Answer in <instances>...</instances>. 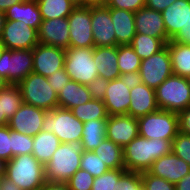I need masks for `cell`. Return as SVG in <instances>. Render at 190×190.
Listing matches in <instances>:
<instances>
[{"label":"cell","mask_w":190,"mask_h":190,"mask_svg":"<svg viewBox=\"0 0 190 190\" xmlns=\"http://www.w3.org/2000/svg\"><path fill=\"white\" fill-rule=\"evenodd\" d=\"M172 152V142L162 139H147L137 136L123 148L126 171L147 172L158 158Z\"/></svg>","instance_id":"cell-1"},{"label":"cell","mask_w":190,"mask_h":190,"mask_svg":"<svg viewBox=\"0 0 190 190\" xmlns=\"http://www.w3.org/2000/svg\"><path fill=\"white\" fill-rule=\"evenodd\" d=\"M44 169L32 154L18 155L6 162L5 177L22 190H39L46 182Z\"/></svg>","instance_id":"cell-2"},{"label":"cell","mask_w":190,"mask_h":190,"mask_svg":"<svg viewBox=\"0 0 190 190\" xmlns=\"http://www.w3.org/2000/svg\"><path fill=\"white\" fill-rule=\"evenodd\" d=\"M82 152L80 144L61 143L51 160L44 165L45 180L66 183L80 169Z\"/></svg>","instance_id":"cell-3"},{"label":"cell","mask_w":190,"mask_h":190,"mask_svg":"<svg viewBox=\"0 0 190 190\" xmlns=\"http://www.w3.org/2000/svg\"><path fill=\"white\" fill-rule=\"evenodd\" d=\"M83 125L70 109L56 107L46 112L42 131L54 133L61 143L80 144Z\"/></svg>","instance_id":"cell-4"},{"label":"cell","mask_w":190,"mask_h":190,"mask_svg":"<svg viewBox=\"0 0 190 190\" xmlns=\"http://www.w3.org/2000/svg\"><path fill=\"white\" fill-rule=\"evenodd\" d=\"M159 109L178 113L190 106V86L187 78L169 76L155 89Z\"/></svg>","instance_id":"cell-5"},{"label":"cell","mask_w":190,"mask_h":190,"mask_svg":"<svg viewBox=\"0 0 190 190\" xmlns=\"http://www.w3.org/2000/svg\"><path fill=\"white\" fill-rule=\"evenodd\" d=\"M18 86L22 92L23 103L45 111L58 107V93L49 85L47 77L32 72Z\"/></svg>","instance_id":"cell-6"},{"label":"cell","mask_w":190,"mask_h":190,"mask_svg":"<svg viewBox=\"0 0 190 190\" xmlns=\"http://www.w3.org/2000/svg\"><path fill=\"white\" fill-rule=\"evenodd\" d=\"M138 120L139 136L147 139L173 141L178 131V116L175 112L157 110Z\"/></svg>","instance_id":"cell-7"},{"label":"cell","mask_w":190,"mask_h":190,"mask_svg":"<svg viewBox=\"0 0 190 190\" xmlns=\"http://www.w3.org/2000/svg\"><path fill=\"white\" fill-rule=\"evenodd\" d=\"M65 51L64 68L71 80L87 85L99 76L93 60V47H69Z\"/></svg>","instance_id":"cell-8"},{"label":"cell","mask_w":190,"mask_h":190,"mask_svg":"<svg viewBox=\"0 0 190 190\" xmlns=\"http://www.w3.org/2000/svg\"><path fill=\"white\" fill-rule=\"evenodd\" d=\"M33 72V49H4L0 57V76L8 84H18Z\"/></svg>","instance_id":"cell-9"},{"label":"cell","mask_w":190,"mask_h":190,"mask_svg":"<svg viewBox=\"0 0 190 190\" xmlns=\"http://www.w3.org/2000/svg\"><path fill=\"white\" fill-rule=\"evenodd\" d=\"M171 75H173V69L168 46L166 45L149 58L141 60L136 79L155 90Z\"/></svg>","instance_id":"cell-10"},{"label":"cell","mask_w":190,"mask_h":190,"mask_svg":"<svg viewBox=\"0 0 190 190\" xmlns=\"http://www.w3.org/2000/svg\"><path fill=\"white\" fill-rule=\"evenodd\" d=\"M0 41L10 50L33 49L39 43L38 30L24 22L6 20Z\"/></svg>","instance_id":"cell-11"},{"label":"cell","mask_w":190,"mask_h":190,"mask_svg":"<svg viewBox=\"0 0 190 190\" xmlns=\"http://www.w3.org/2000/svg\"><path fill=\"white\" fill-rule=\"evenodd\" d=\"M67 19L70 47H95L91 27V7L76 6Z\"/></svg>","instance_id":"cell-12"},{"label":"cell","mask_w":190,"mask_h":190,"mask_svg":"<svg viewBox=\"0 0 190 190\" xmlns=\"http://www.w3.org/2000/svg\"><path fill=\"white\" fill-rule=\"evenodd\" d=\"M132 80L130 77H120L108 82L103 99L108 116L129 115Z\"/></svg>","instance_id":"cell-13"},{"label":"cell","mask_w":190,"mask_h":190,"mask_svg":"<svg viewBox=\"0 0 190 190\" xmlns=\"http://www.w3.org/2000/svg\"><path fill=\"white\" fill-rule=\"evenodd\" d=\"M64 48L38 43L33 48V72L44 77L64 68Z\"/></svg>","instance_id":"cell-14"},{"label":"cell","mask_w":190,"mask_h":190,"mask_svg":"<svg viewBox=\"0 0 190 190\" xmlns=\"http://www.w3.org/2000/svg\"><path fill=\"white\" fill-rule=\"evenodd\" d=\"M47 111L23 103L8 122L11 130L34 137L42 130Z\"/></svg>","instance_id":"cell-15"},{"label":"cell","mask_w":190,"mask_h":190,"mask_svg":"<svg viewBox=\"0 0 190 190\" xmlns=\"http://www.w3.org/2000/svg\"><path fill=\"white\" fill-rule=\"evenodd\" d=\"M139 135L138 120L130 115L108 116L106 138L124 148Z\"/></svg>","instance_id":"cell-16"},{"label":"cell","mask_w":190,"mask_h":190,"mask_svg":"<svg viewBox=\"0 0 190 190\" xmlns=\"http://www.w3.org/2000/svg\"><path fill=\"white\" fill-rule=\"evenodd\" d=\"M91 27L95 47L116 46V35L107 6L91 7Z\"/></svg>","instance_id":"cell-17"},{"label":"cell","mask_w":190,"mask_h":190,"mask_svg":"<svg viewBox=\"0 0 190 190\" xmlns=\"http://www.w3.org/2000/svg\"><path fill=\"white\" fill-rule=\"evenodd\" d=\"M129 115L138 119L159 110L155 90L133 79L130 88Z\"/></svg>","instance_id":"cell-18"},{"label":"cell","mask_w":190,"mask_h":190,"mask_svg":"<svg viewBox=\"0 0 190 190\" xmlns=\"http://www.w3.org/2000/svg\"><path fill=\"white\" fill-rule=\"evenodd\" d=\"M148 172L176 184L190 172V165L171 152L155 160Z\"/></svg>","instance_id":"cell-19"},{"label":"cell","mask_w":190,"mask_h":190,"mask_svg":"<svg viewBox=\"0 0 190 190\" xmlns=\"http://www.w3.org/2000/svg\"><path fill=\"white\" fill-rule=\"evenodd\" d=\"M39 43L67 49L70 47L67 18L42 20L38 30Z\"/></svg>","instance_id":"cell-20"},{"label":"cell","mask_w":190,"mask_h":190,"mask_svg":"<svg viewBox=\"0 0 190 190\" xmlns=\"http://www.w3.org/2000/svg\"><path fill=\"white\" fill-rule=\"evenodd\" d=\"M167 36L172 40L179 31L190 27V2L189 0H176L162 12Z\"/></svg>","instance_id":"cell-21"},{"label":"cell","mask_w":190,"mask_h":190,"mask_svg":"<svg viewBox=\"0 0 190 190\" xmlns=\"http://www.w3.org/2000/svg\"><path fill=\"white\" fill-rule=\"evenodd\" d=\"M136 33L149 35L160 40H171L167 36L162 14L146 6L135 12Z\"/></svg>","instance_id":"cell-22"},{"label":"cell","mask_w":190,"mask_h":190,"mask_svg":"<svg viewBox=\"0 0 190 190\" xmlns=\"http://www.w3.org/2000/svg\"><path fill=\"white\" fill-rule=\"evenodd\" d=\"M109 10L116 35V46L130 45L136 35L135 13L116 8Z\"/></svg>","instance_id":"cell-23"},{"label":"cell","mask_w":190,"mask_h":190,"mask_svg":"<svg viewBox=\"0 0 190 190\" xmlns=\"http://www.w3.org/2000/svg\"><path fill=\"white\" fill-rule=\"evenodd\" d=\"M93 60L100 77L108 81L122 77L117 65V46L93 47Z\"/></svg>","instance_id":"cell-24"},{"label":"cell","mask_w":190,"mask_h":190,"mask_svg":"<svg viewBox=\"0 0 190 190\" xmlns=\"http://www.w3.org/2000/svg\"><path fill=\"white\" fill-rule=\"evenodd\" d=\"M6 20L24 22L30 27L39 30L42 23L41 14L36 0H23L14 4L5 12Z\"/></svg>","instance_id":"cell-25"},{"label":"cell","mask_w":190,"mask_h":190,"mask_svg":"<svg viewBox=\"0 0 190 190\" xmlns=\"http://www.w3.org/2000/svg\"><path fill=\"white\" fill-rule=\"evenodd\" d=\"M91 99V94L85 84H79L70 79L58 92V107L71 110L89 102Z\"/></svg>","instance_id":"cell-26"},{"label":"cell","mask_w":190,"mask_h":190,"mask_svg":"<svg viewBox=\"0 0 190 190\" xmlns=\"http://www.w3.org/2000/svg\"><path fill=\"white\" fill-rule=\"evenodd\" d=\"M32 155L43 165L49 162L61 142L52 132L40 131L33 137Z\"/></svg>","instance_id":"cell-27"},{"label":"cell","mask_w":190,"mask_h":190,"mask_svg":"<svg viewBox=\"0 0 190 190\" xmlns=\"http://www.w3.org/2000/svg\"><path fill=\"white\" fill-rule=\"evenodd\" d=\"M174 75H190V44L170 40L167 44Z\"/></svg>","instance_id":"cell-28"},{"label":"cell","mask_w":190,"mask_h":190,"mask_svg":"<svg viewBox=\"0 0 190 190\" xmlns=\"http://www.w3.org/2000/svg\"><path fill=\"white\" fill-rule=\"evenodd\" d=\"M107 119H96L83 125L80 146L83 151H93L106 138Z\"/></svg>","instance_id":"cell-29"},{"label":"cell","mask_w":190,"mask_h":190,"mask_svg":"<svg viewBox=\"0 0 190 190\" xmlns=\"http://www.w3.org/2000/svg\"><path fill=\"white\" fill-rule=\"evenodd\" d=\"M117 65L122 77L136 79L141 59L130 45H119L117 46Z\"/></svg>","instance_id":"cell-30"},{"label":"cell","mask_w":190,"mask_h":190,"mask_svg":"<svg viewBox=\"0 0 190 190\" xmlns=\"http://www.w3.org/2000/svg\"><path fill=\"white\" fill-rule=\"evenodd\" d=\"M109 169H125L123 148L105 138L93 151Z\"/></svg>","instance_id":"cell-31"},{"label":"cell","mask_w":190,"mask_h":190,"mask_svg":"<svg viewBox=\"0 0 190 190\" xmlns=\"http://www.w3.org/2000/svg\"><path fill=\"white\" fill-rule=\"evenodd\" d=\"M42 20L67 18L76 5L69 0H36Z\"/></svg>","instance_id":"cell-32"},{"label":"cell","mask_w":190,"mask_h":190,"mask_svg":"<svg viewBox=\"0 0 190 190\" xmlns=\"http://www.w3.org/2000/svg\"><path fill=\"white\" fill-rule=\"evenodd\" d=\"M169 41L136 33L130 46L135 50L140 59L143 60L162 50Z\"/></svg>","instance_id":"cell-33"},{"label":"cell","mask_w":190,"mask_h":190,"mask_svg":"<svg viewBox=\"0 0 190 190\" xmlns=\"http://www.w3.org/2000/svg\"><path fill=\"white\" fill-rule=\"evenodd\" d=\"M72 114L85 123L96 119H107L108 114L102 100L91 99L89 102L71 109Z\"/></svg>","instance_id":"cell-34"},{"label":"cell","mask_w":190,"mask_h":190,"mask_svg":"<svg viewBox=\"0 0 190 190\" xmlns=\"http://www.w3.org/2000/svg\"><path fill=\"white\" fill-rule=\"evenodd\" d=\"M2 97L3 115L10 120L23 104L22 92L18 84H7L0 90Z\"/></svg>","instance_id":"cell-35"},{"label":"cell","mask_w":190,"mask_h":190,"mask_svg":"<svg viewBox=\"0 0 190 190\" xmlns=\"http://www.w3.org/2000/svg\"><path fill=\"white\" fill-rule=\"evenodd\" d=\"M80 169L89 172L94 178L109 170L106 164L92 151H83Z\"/></svg>","instance_id":"cell-36"},{"label":"cell","mask_w":190,"mask_h":190,"mask_svg":"<svg viewBox=\"0 0 190 190\" xmlns=\"http://www.w3.org/2000/svg\"><path fill=\"white\" fill-rule=\"evenodd\" d=\"M125 169H109L99 177L94 178L91 190H116L120 177Z\"/></svg>","instance_id":"cell-37"},{"label":"cell","mask_w":190,"mask_h":190,"mask_svg":"<svg viewBox=\"0 0 190 190\" xmlns=\"http://www.w3.org/2000/svg\"><path fill=\"white\" fill-rule=\"evenodd\" d=\"M10 138H12V158L18 155L32 154L34 146L32 136L10 129Z\"/></svg>","instance_id":"cell-38"},{"label":"cell","mask_w":190,"mask_h":190,"mask_svg":"<svg viewBox=\"0 0 190 190\" xmlns=\"http://www.w3.org/2000/svg\"><path fill=\"white\" fill-rule=\"evenodd\" d=\"M94 177L87 171L78 169L66 182L69 190H91Z\"/></svg>","instance_id":"cell-39"},{"label":"cell","mask_w":190,"mask_h":190,"mask_svg":"<svg viewBox=\"0 0 190 190\" xmlns=\"http://www.w3.org/2000/svg\"><path fill=\"white\" fill-rule=\"evenodd\" d=\"M172 152L190 165V135L178 132L172 141Z\"/></svg>","instance_id":"cell-40"},{"label":"cell","mask_w":190,"mask_h":190,"mask_svg":"<svg viewBox=\"0 0 190 190\" xmlns=\"http://www.w3.org/2000/svg\"><path fill=\"white\" fill-rule=\"evenodd\" d=\"M144 190H176L175 184L147 172L141 173Z\"/></svg>","instance_id":"cell-41"},{"label":"cell","mask_w":190,"mask_h":190,"mask_svg":"<svg viewBox=\"0 0 190 190\" xmlns=\"http://www.w3.org/2000/svg\"><path fill=\"white\" fill-rule=\"evenodd\" d=\"M116 190H144L141 173L126 171L120 177Z\"/></svg>","instance_id":"cell-42"},{"label":"cell","mask_w":190,"mask_h":190,"mask_svg":"<svg viewBox=\"0 0 190 190\" xmlns=\"http://www.w3.org/2000/svg\"><path fill=\"white\" fill-rule=\"evenodd\" d=\"M0 159L5 162L12 159V138L8 125L0 126Z\"/></svg>","instance_id":"cell-43"},{"label":"cell","mask_w":190,"mask_h":190,"mask_svg":"<svg viewBox=\"0 0 190 190\" xmlns=\"http://www.w3.org/2000/svg\"><path fill=\"white\" fill-rule=\"evenodd\" d=\"M108 82L103 77L97 76L91 83L87 84L86 86L91 94V98L103 101Z\"/></svg>","instance_id":"cell-44"},{"label":"cell","mask_w":190,"mask_h":190,"mask_svg":"<svg viewBox=\"0 0 190 190\" xmlns=\"http://www.w3.org/2000/svg\"><path fill=\"white\" fill-rule=\"evenodd\" d=\"M107 7L129 10L135 13L145 7V0H109Z\"/></svg>","instance_id":"cell-45"},{"label":"cell","mask_w":190,"mask_h":190,"mask_svg":"<svg viewBox=\"0 0 190 190\" xmlns=\"http://www.w3.org/2000/svg\"><path fill=\"white\" fill-rule=\"evenodd\" d=\"M49 85L58 93L70 80L69 75L65 71V68H62L58 71H55L53 75L47 77Z\"/></svg>","instance_id":"cell-46"},{"label":"cell","mask_w":190,"mask_h":190,"mask_svg":"<svg viewBox=\"0 0 190 190\" xmlns=\"http://www.w3.org/2000/svg\"><path fill=\"white\" fill-rule=\"evenodd\" d=\"M178 131L190 135V106L177 113Z\"/></svg>","instance_id":"cell-47"},{"label":"cell","mask_w":190,"mask_h":190,"mask_svg":"<svg viewBox=\"0 0 190 190\" xmlns=\"http://www.w3.org/2000/svg\"><path fill=\"white\" fill-rule=\"evenodd\" d=\"M176 0H145V6L149 9L162 12Z\"/></svg>","instance_id":"cell-48"},{"label":"cell","mask_w":190,"mask_h":190,"mask_svg":"<svg viewBox=\"0 0 190 190\" xmlns=\"http://www.w3.org/2000/svg\"><path fill=\"white\" fill-rule=\"evenodd\" d=\"M177 43L190 44V27L182 28L179 33L172 39Z\"/></svg>","instance_id":"cell-49"},{"label":"cell","mask_w":190,"mask_h":190,"mask_svg":"<svg viewBox=\"0 0 190 190\" xmlns=\"http://www.w3.org/2000/svg\"><path fill=\"white\" fill-rule=\"evenodd\" d=\"M39 190H69L66 183L46 181Z\"/></svg>","instance_id":"cell-50"},{"label":"cell","mask_w":190,"mask_h":190,"mask_svg":"<svg viewBox=\"0 0 190 190\" xmlns=\"http://www.w3.org/2000/svg\"><path fill=\"white\" fill-rule=\"evenodd\" d=\"M0 190H22L13 181L9 180L5 176L0 178Z\"/></svg>","instance_id":"cell-51"},{"label":"cell","mask_w":190,"mask_h":190,"mask_svg":"<svg viewBox=\"0 0 190 190\" xmlns=\"http://www.w3.org/2000/svg\"><path fill=\"white\" fill-rule=\"evenodd\" d=\"M176 190H190V172L187 173L178 183L175 184Z\"/></svg>","instance_id":"cell-52"},{"label":"cell","mask_w":190,"mask_h":190,"mask_svg":"<svg viewBox=\"0 0 190 190\" xmlns=\"http://www.w3.org/2000/svg\"><path fill=\"white\" fill-rule=\"evenodd\" d=\"M109 0H84L85 7L107 6Z\"/></svg>","instance_id":"cell-53"},{"label":"cell","mask_w":190,"mask_h":190,"mask_svg":"<svg viewBox=\"0 0 190 190\" xmlns=\"http://www.w3.org/2000/svg\"><path fill=\"white\" fill-rule=\"evenodd\" d=\"M22 1L23 0H0V11L5 13L6 10L9 9L11 6Z\"/></svg>","instance_id":"cell-54"},{"label":"cell","mask_w":190,"mask_h":190,"mask_svg":"<svg viewBox=\"0 0 190 190\" xmlns=\"http://www.w3.org/2000/svg\"><path fill=\"white\" fill-rule=\"evenodd\" d=\"M9 120L3 115L2 97H0V126L8 125Z\"/></svg>","instance_id":"cell-55"},{"label":"cell","mask_w":190,"mask_h":190,"mask_svg":"<svg viewBox=\"0 0 190 190\" xmlns=\"http://www.w3.org/2000/svg\"><path fill=\"white\" fill-rule=\"evenodd\" d=\"M6 21L5 13L0 11V38Z\"/></svg>","instance_id":"cell-56"},{"label":"cell","mask_w":190,"mask_h":190,"mask_svg":"<svg viewBox=\"0 0 190 190\" xmlns=\"http://www.w3.org/2000/svg\"><path fill=\"white\" fill-rule=\"evenodd\" d=\"M5 170H6V162L0 159V178L5 176Z\"/></svg>","instance_id":"cell-57"},{"label":"cell","mask_w":190,"mask_h":190,"mask_svg":"<svg viewBox=\"0 0 190 190\" xmlns=\"http://www.w3.org/2000/svg\"><path fill=\"white\" fill-rule=\"evenodd\" d=\"M76 6H84V0H69Z\"/></svg>","instance_id":"cell-58"},{"label":"cell","mask_w":190,"mask_h":190,"mask_svg":"<svg viewBox=\"0 0 190 190\" xmlns=\"http://www.w3.org/2000/svg\"><path fill=\"white\" fill-rule=\"evenodd\" d=\"M8 83L6 80L0 76V90H2Z\"/></svg>","instance_id":"cell-59"},{"label":"cell","mask_w":190,"mask_h":190,"mask_svg":"<svg viewBox=\"0 0 190 190\" xmlns=\"http://www.w3.org/2000/svg\"><path fill=\"white\" fill-rule=\"evenodd\" d=\"M4 49H5V46L0 41V57L2 56Z\"/></svg>","instance_id":"cell-60"},{"label":"cell","mask_w":190,"mask_h":190,"mask_svg":"<svg viewBox=\"0 0 190 190\" xmlns=\"http://www.w3.org/2000/svg\"><path fill=\"white\" fill-rule=\"evenodd\" d=\"M187 81H188V84H189V86H190V75L187 76Z\"/></svg>","instance_id":"cell-61"}]
</instances>
